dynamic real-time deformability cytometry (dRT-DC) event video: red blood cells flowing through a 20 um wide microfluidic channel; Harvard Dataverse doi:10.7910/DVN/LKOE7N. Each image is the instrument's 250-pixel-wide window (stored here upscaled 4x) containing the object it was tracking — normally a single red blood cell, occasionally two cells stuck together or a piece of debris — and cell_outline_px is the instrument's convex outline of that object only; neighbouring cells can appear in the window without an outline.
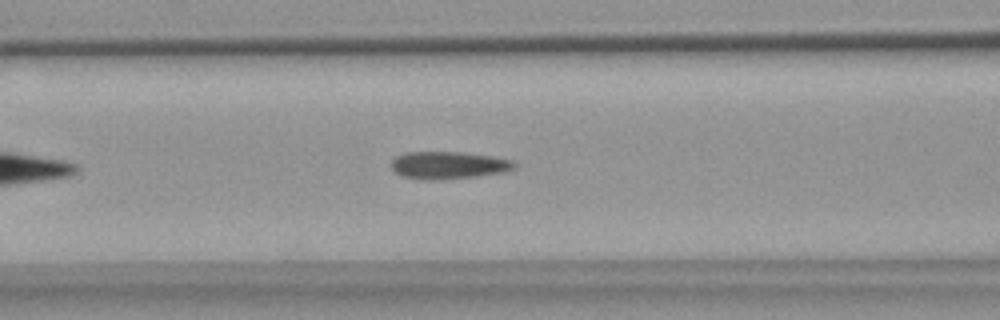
{"species": "common noctule bat (a hibernating species)", "species_latin": "Nyctalus noctula", "temperature_condition": "warm", "stored_images_in_passage": 30, "camera_frame_rate_fps": 3000, "um_per_image_px": 0.085, "animal": {"sex": "female", "body_mass_g": 18.4}, "frame": {"image": 1, "passage_image": 5, "time_ms": 1.333, "image_size_px": [1000, 320], "cell_outline_px": [[516, 168], [504, 172], [476, 176], [404, 176], [396, 172], [392, 168], [392, 160], [396, 156], [404, 152], [460, 152], [492, 156], [512, 160], [516, 164]], "centroid_in_image_um": [38.2, 13.97], "position_along_channel_um": 128.4, "area_um2": 18.38}}
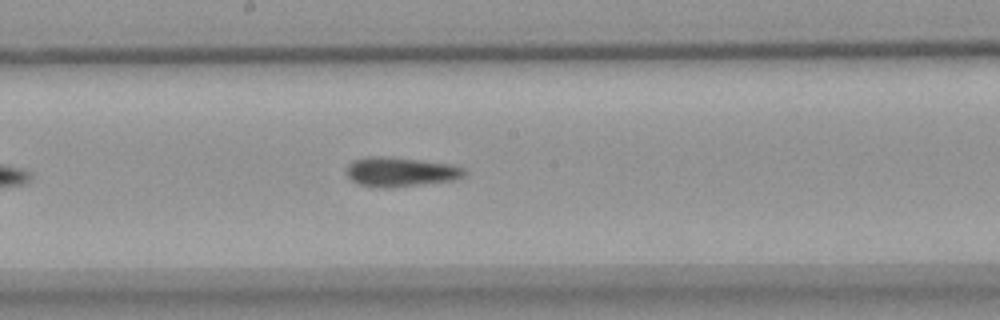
{"frame": {"image": 2, "passage_image": 12, "time_ms": 3.667, "image_size_px": [1000, 320], "cell_outline_px": [[468, 172], [464, 176], [452, 180], [384, 188], [360, 184], [352, 180], [344, 172], [344, 168], [352, 160], [364, 156], [388, 156], [452, 164], [464, 168]], "centroid_in_image_um": [33.99, 14.58], "position_along_channel_um": 214.2, "area_um2": 20.29}}
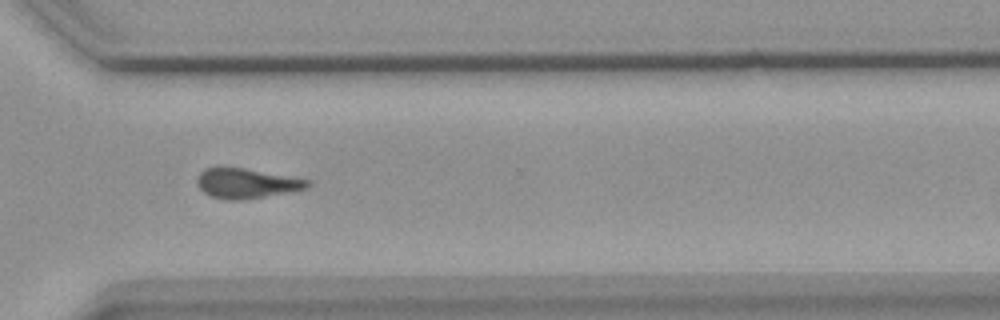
{"frame": {"image": 3, "passage_image": 23, "time_ms": 7.333, "image_size_px": [1000, 320], "cell_outline_px": [[312, 184], [308, 188], [292, 192], [240, 200], [224, 200], [212, 196], [204, 192], [200, 188], [200, 172], [204, 168], [244, 168], [312, 180]], "centroid_in_image_um": [21.06, 15.59], "position_along_channel_um": 349.5, "area_um2": 19.02}}